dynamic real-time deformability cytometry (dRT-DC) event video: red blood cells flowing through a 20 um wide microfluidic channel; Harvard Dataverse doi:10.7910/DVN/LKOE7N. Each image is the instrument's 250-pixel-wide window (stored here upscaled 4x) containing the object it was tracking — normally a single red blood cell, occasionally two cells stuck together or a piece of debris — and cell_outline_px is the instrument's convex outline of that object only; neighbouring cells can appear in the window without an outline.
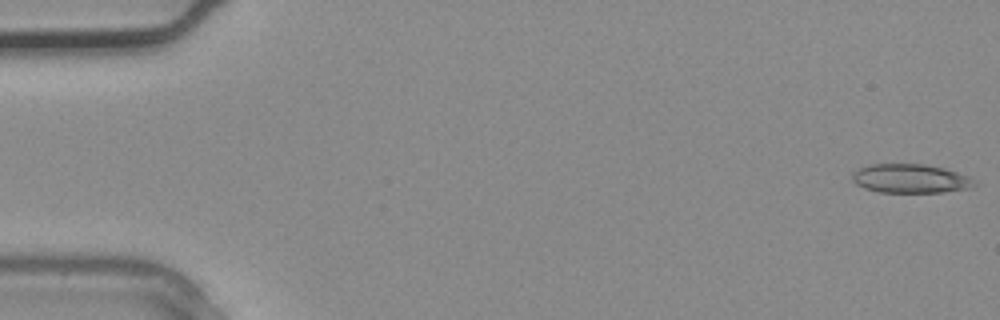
{"species": "common noctule bat (a hibernating species)", "species_latin": "Nyctalus noctula", "temperature_condition": "warm", "stored_images_in_passage": 3, "segment_of_instrument_passage": [2, 2], "camera_frame_rate_fps": 3000, "um_per_image_px": 0.085, "animal": {"sex": "male", "body_mass_g": 20.4}, "frame": {"image": 1, "passage_image": 3, "time_ms": 0.667, "image_size_px": [1000, 320], "cell_outline_px": [[976, 184], [968, 188], [944, 192], [880, 192], [864, 188], [856, 184], [852, 180], [852, 172], [860, 168], [872, 164], [924, 164], [944, 168], [968, 176]], "centroid_in_image_um": [77.35, 15.18], "position_along_channel_um": 7.7, "area_um2": 20.4}}